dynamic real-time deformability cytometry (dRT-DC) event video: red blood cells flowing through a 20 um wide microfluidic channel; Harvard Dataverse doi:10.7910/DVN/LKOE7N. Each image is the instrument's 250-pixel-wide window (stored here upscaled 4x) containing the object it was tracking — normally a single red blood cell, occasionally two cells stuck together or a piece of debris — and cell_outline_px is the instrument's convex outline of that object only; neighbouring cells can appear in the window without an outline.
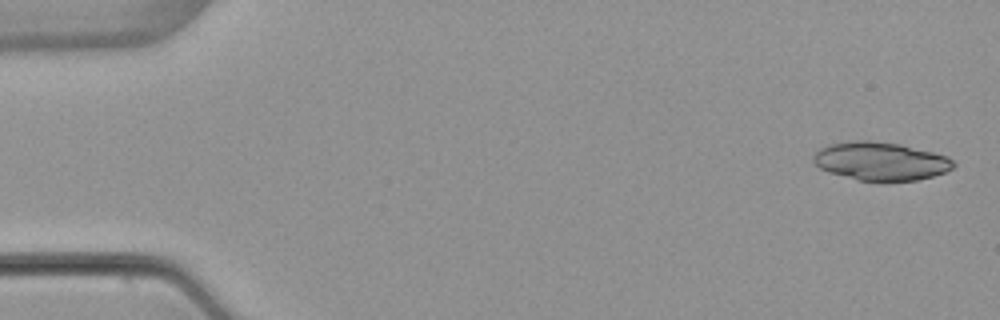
{"species": "common noctule bat (a hibernating species)", "species_latin": "Nyctalus noctula", "temperature_condition": "warm", "stored_images_in_passage": 5, "segment_of_instrument_passage": [1, 2], "camera_frame_rate_fps": 3000, "um_per_image_px": 0.085, "animal": {"sex": "female", "body_mass_g": 22.7, "forearm_length_mm": 54.2}, "frame": {"image": 1, "passage_image": 1, "time_ms": 0.0, "image_size_px": [1000, 320], "cell_outline_px": [[956, 164], [952, 168], [944, 172], [932, 176], [916, 180], [880, 184], [856, 180], [828, 172], [820, 168], [812, 160], [812, 156], [820, 148], [832, 144], [856, 140], [872, 140], [900, 144], [948, 156]], "centroid_in_image_um": [74.84, 13.74], "position_along_channel_um": 10.2, "area_um2": 31.85}}